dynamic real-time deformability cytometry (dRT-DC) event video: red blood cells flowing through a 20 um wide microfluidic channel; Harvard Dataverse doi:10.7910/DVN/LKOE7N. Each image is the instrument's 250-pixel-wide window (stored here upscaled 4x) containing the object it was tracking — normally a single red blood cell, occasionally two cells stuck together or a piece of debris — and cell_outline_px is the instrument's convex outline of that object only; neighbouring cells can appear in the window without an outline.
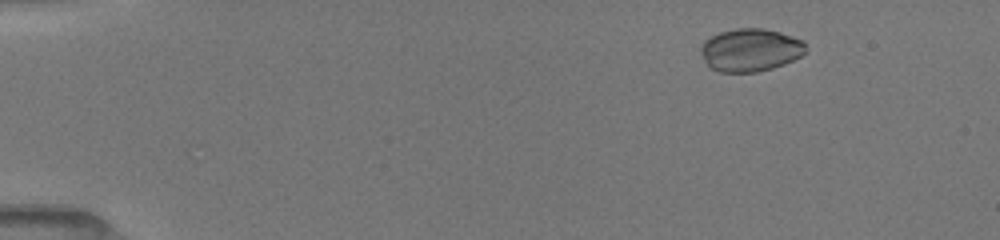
{"species": "common noctule bat (a hibernating species)", "species_latin": "Nyctalus noctula", "temperature_condition": "room temperature", "stored_images_in_passage": 47, "camera_frame_rate_fps": 3000, "um_per_image_px": 0.085, "animal": {"sex": "female", "body_mass_g": 19.5, "forearm_length_mm": 54.1}, "frame": {"image": 1, "passage_image": 6, "time_ms": 2.0, "image_size_px": [1000, 240], "cell_outline_px": [[804, 52], [800, 56], [784, 64], [772, 68], [756, 72], [720, 72], [712, 68], [704, 60], [700, 52], [700, 48], [704, 40], [720, 32], [736, 28], [764, 28], [780, 32], [804, 40]], "centroid_in_image_um": [63.76, 4.24], "position_along_channel_um": 21.2, "area_um2": 26.13}}
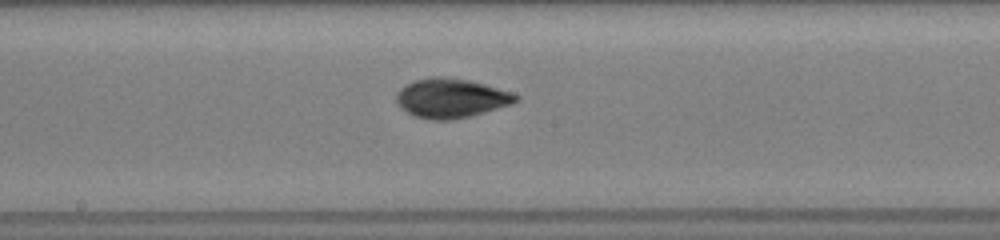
{"frame": {"image": 2, "passage_image": 27, "time_ms": 9.333, "image_size_px": [1000, 240], "cell_outline_px": [[520, 100], [512, 104], [484, 112], [452, 120], [432, 120], [412, 116], [400, 108], [396, 104], [396, 92], [404, 84], [416, 80], [432, 76], [444, 76], [468, 80], [484, 84], [512, 92], [520, 96]], "centroid_in_image_um": [38.3, 8.34], "position_along_channel_um": 209.9, "area_um2": 27.69}}
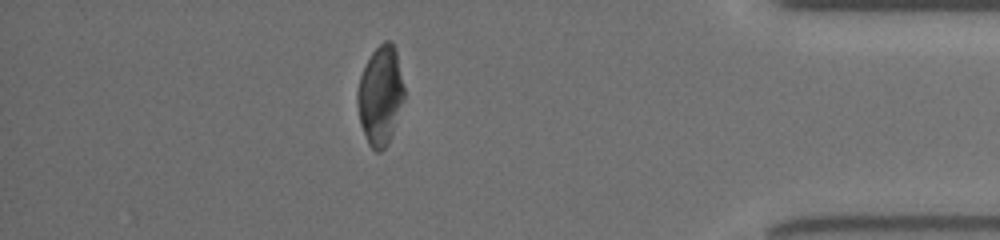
{"frame": {"image": 3, "passage_image": 42, "time_ms": 15.0, "image_size_px": [1000, 240], "cell_outline_px": [[404, 100], [388, 144], [380, 152], [376, 152], [368, 144], [360, 124], [356, 104], [356, 92], [360, 76], [372, 52], [384, 40], [388, 40], [396, 48], [404, 88]], "centroid_in_image_um": [32.32, 8.13], "position_along_channel_um": 402.9, "area_um2": 27.05}, "authors_computed_cell_mechanics": {"area_um2": 26.6458, "velocity_mm_per_s": 4.0029, "shape_relaxation_time_tau1_ms": 4.108, "shape_relaxation_time_tau2_ms": null, "deformation_change_tau1": 0.1407, "deformation_change_tau2": null}}